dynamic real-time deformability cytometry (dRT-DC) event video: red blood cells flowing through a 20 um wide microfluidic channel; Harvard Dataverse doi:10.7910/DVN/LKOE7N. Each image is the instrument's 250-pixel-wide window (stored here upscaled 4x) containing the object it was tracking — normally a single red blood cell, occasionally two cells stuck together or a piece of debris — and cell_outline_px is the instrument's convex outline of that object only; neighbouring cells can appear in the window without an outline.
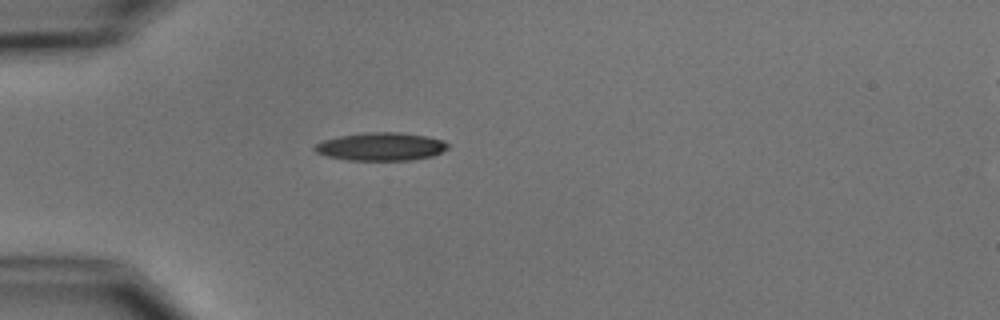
{"species": "common noctule bat (a hibernating species)", "species_latin": "Nyctalus noctula", "temperature_condition": "cold", "stored_images_in_passage": 1, "camera_frame_rate_fps": 3000, "um_per_image_px": 0.085, "animal": {"sex": "male", "body_mass_g": 15.6}, "frame": {"image": 1, "passage_image": 1, "time_ms": 0.0, "image_size_px": [1000, 320], "cell_outline_px": [[448, 148], [432, 156], [412, 160], [344, 160], [324, 156], [316, 152], [312, 148], [316, 144], [324, 140], [340, 136], [364, 132], [400, 132], [424, 136], [444, 140], [448, 144]], "centroid_in_image_um": [32.35, 12.46], "position_along_channel_um": 52.7, "area_um2": 21.85}}